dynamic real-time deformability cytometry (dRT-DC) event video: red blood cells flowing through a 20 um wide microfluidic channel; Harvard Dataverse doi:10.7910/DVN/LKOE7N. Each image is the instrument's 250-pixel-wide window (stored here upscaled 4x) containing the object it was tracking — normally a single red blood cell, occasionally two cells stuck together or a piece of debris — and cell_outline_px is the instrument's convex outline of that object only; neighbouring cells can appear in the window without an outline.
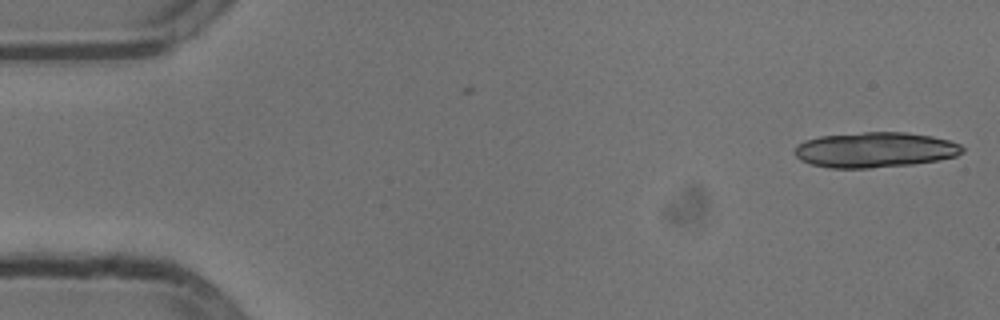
{"species": "common noctule bat (a hibernating species)", "species_latin": "Nyctalus noctula", "temperature_condition": "cold", "stored_images_in_passage": 3, "camera_frame_rate_fps": 3000, "um_per_image_px": 0.085, "animal": {"sex": "male", "body_mass_g": 13.3}, "frame": {"image": 1, "passage_image": 3, "time_ms": 0.667, "image_size_px": [1000, 320], "cell_outline_px": [[964, 152], [956, 156], [936, 160], [912, 164], [868, 168], [828, 168], [812, 164], [800, 160], [796, 156], [796, 144], [804, 140], [820, 136], [864, 132], [904, 132], [932, 136], [948, 140], [960, 144], [964, 148]], "centroid_in_image_um": [74.36, 12.73], "position_along_channel_um": 10.6, "area_um2": 34.45}}